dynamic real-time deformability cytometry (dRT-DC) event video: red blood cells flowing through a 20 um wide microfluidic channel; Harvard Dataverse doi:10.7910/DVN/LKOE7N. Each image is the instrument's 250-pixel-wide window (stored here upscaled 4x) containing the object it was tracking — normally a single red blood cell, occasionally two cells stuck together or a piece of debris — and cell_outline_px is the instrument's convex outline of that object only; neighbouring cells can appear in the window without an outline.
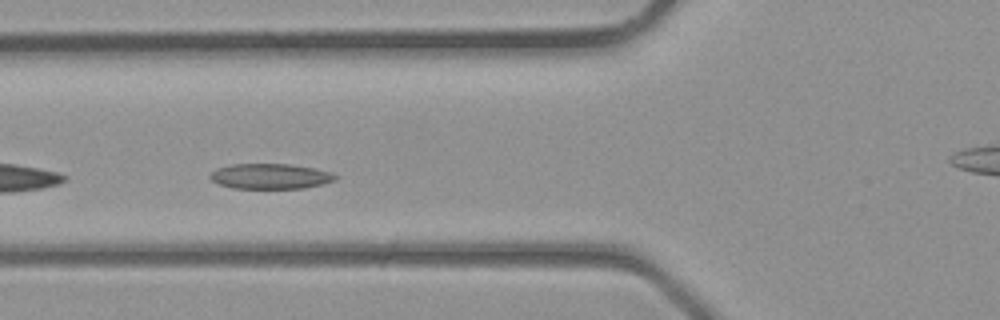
{"species": "common noctule bat (a hibernating species)", "species_latin": "Nyctalus noctula", "temperature_condition": "room temperature", "stored_images_in_passage": 12, "camera_frame_rate_fps": 3000, "um_per_image_px": 0.085, "animal": {"sex": "male", "body_mass_g": 23.1, "forearm_length_mm": 52.7}, "frame": {"image": 1, "passage_image": 3, "time_ms": 0.667, "image_size_px": [1000, 320], "cell_outline_px": [[336, 180], [304, 188], [232, 188], [220, 184], [212, 180], [208, 176], [216, 168], [232, 164], [288, 164], [312, 168], [332, 172], [336, 176]], "centroid_in_image_um": [22.95, 14.98], "position_along_channel_um": 102.9, "area_um2": 18.26}}
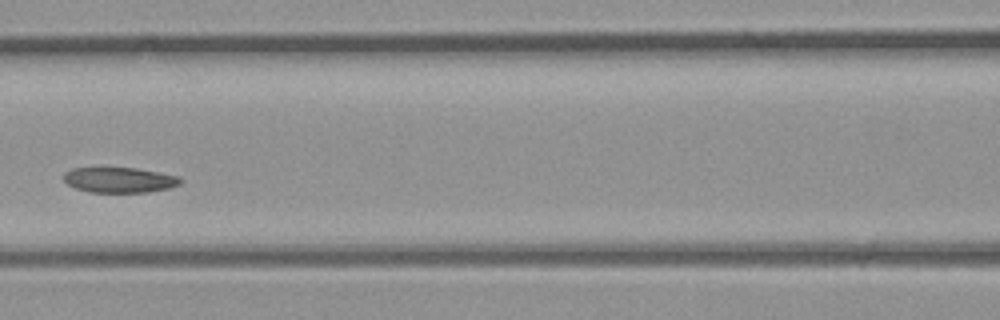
{"frame": {"image": 2, "passage_image": 6, "time_ms": 1.667, "image_size_px": [1000, 320], "cell_outline_px": [[184, 180], [180, 184], [168, 188], [148, 192], [88, 192], [76, 188], [68, 184], [64, 180], [64, 172], [72, 168], [136, 168], [180, 176]], "centroid_in_image_um": [10.17, 15.29], "position_along_channel_um": 156.4, "area_um2": 17.22}}
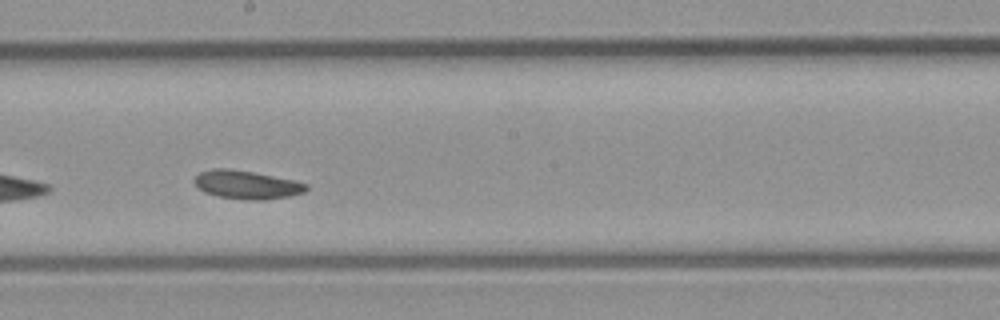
{"frame": {"image": 3, "passage_image": 10, "time_ms": 3.0, "image_size_px": [1000, 320], "cell_outline_px": [[308, 188], [304, 192], [288, 196], [264, 200], [244, 200], [216, 196], [204, 192], [192, 180], [200, 172], [212, 168], [228, 168], [252, 172], [292, 180], [308, 184]], "centroid_in_image_um": [20.93, 15.71], "position_along_channel_um": 227.3, "area_um2": 18.44}}